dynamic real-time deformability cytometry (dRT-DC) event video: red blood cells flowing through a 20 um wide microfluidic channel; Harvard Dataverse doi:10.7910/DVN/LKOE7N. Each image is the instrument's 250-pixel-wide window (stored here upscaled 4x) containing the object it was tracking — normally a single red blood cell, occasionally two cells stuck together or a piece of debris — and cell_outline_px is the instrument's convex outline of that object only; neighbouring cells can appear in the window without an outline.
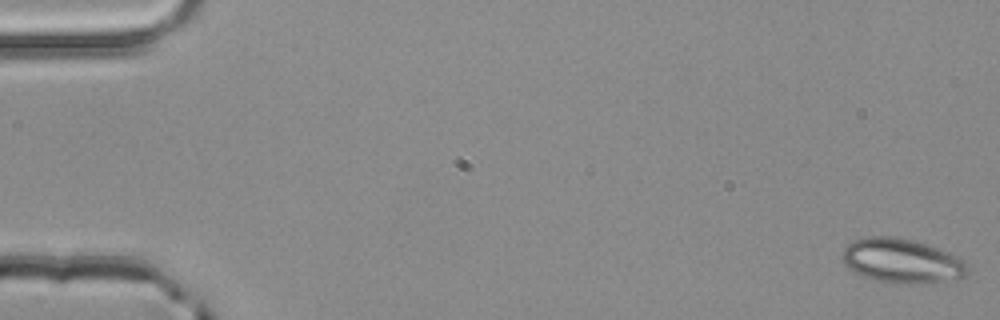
{"species": "common noctule bat (a hibernating species)", "species_latin": "Nyctalus noctula", "temperature_condition": "room temperature", "stored_images_in_passage": 3, "camera_frame_rate_fps": 3000, "um_per_image_px": 0.085, "animal": {"sex": "male", "body_mass_g": 20.4}, "frame": {"image": 1, "passage_image": 1, "time_ms": 0.0, "image_size_px": [1000, 320], "cell_outline_px": [[968, 272], [964, 276], [916, 284], [900, 284], [876, 280], [864, 276], [848, 268], [844, 264], [840, 256], [840, 252], [852, 240], [868, 236], [892, 236], [924, 244], [948, 252], [964, 260], [968, 264]], "centroid_in_image_um": [76.58, 22.16], "position_along_channel_um": 8.4, "area_um2": 32.08}}